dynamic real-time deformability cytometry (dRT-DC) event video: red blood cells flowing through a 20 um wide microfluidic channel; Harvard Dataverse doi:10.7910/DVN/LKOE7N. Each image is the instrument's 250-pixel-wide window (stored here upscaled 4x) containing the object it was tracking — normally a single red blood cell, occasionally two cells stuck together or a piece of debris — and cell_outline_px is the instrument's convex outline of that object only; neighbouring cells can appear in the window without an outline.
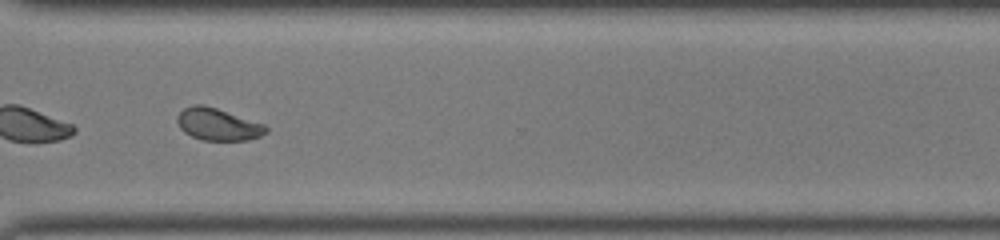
{"species": "common noctule bat (a hibernating species)", "species_latin": "Nyctalus noctula", "temperature_condition": "room temperature", "stored_images_in_passage": 50, "segment_of_instrument_passage": [2, 2], "camera_frame_rate_fps": 3000, "um_per_image_px": 0.085, "animal": {"sex": "female", "body_mass_g": 22.0, "forearm_length_mm": 56.7}, "frame": {"image": 1, "passage_image": 38, "time_ms": 12.333, "image_size_px": [1000, 240], "cell_outline_px": [[268, 132], [260, 136], [248, 140], [200, 140], [184, 132], [180, 128], [176, 120], [176, 116], [184, 108], [192, 104], [204, 104], [264, 124], [268, 128]], "centroid_in_image_um": [18.5, 10.57], "position_along_channel_um": 352.1, "area_um2": 16.65}}